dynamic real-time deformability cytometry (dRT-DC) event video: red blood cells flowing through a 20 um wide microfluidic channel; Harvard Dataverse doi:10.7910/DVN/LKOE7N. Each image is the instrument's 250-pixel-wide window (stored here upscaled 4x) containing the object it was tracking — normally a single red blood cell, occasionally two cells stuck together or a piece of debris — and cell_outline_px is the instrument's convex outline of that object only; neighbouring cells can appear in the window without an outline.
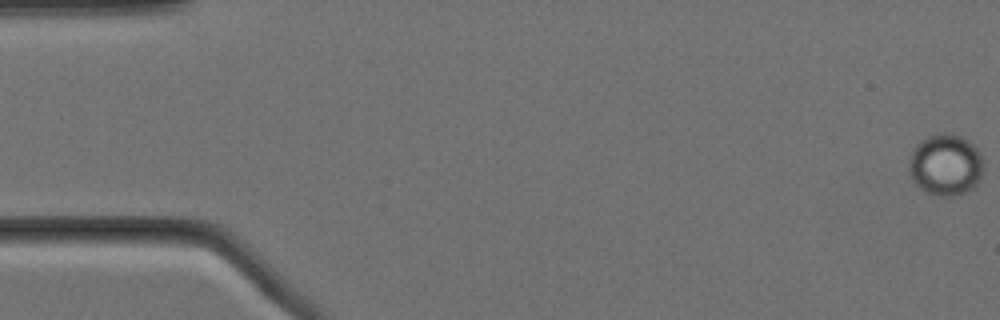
{"species": "Egyptian fruit bat (a non-hibernating species)", "species_latin": "Rousettus aegyptiacus", "temperature_condition": "cold", "stored_images_in_passage": 59, "camera_frame_rate_fps": 3000, "um_per_image_px": 0.085, "animal": {"sex": "female"}, "frame": {"image": 1, "passage_image": 1, "time_ms": 0.0, "image_size_px": [1000, 320], "cell_outline_px": [[984, 172], [980, 180], [968, 192], [952, 196], [932, 196], [920, 188], [912, 180], [908, 172], [908, 160], [912, 148], [920, 140], [928, 136], [940, 132], [952, 132], [968, 140], [980, 152], [984, 160]], "centroid_in_image_um": [80.37, 14.0], "position_along_channel_um": 4.6, "area_um2": 27.63}}
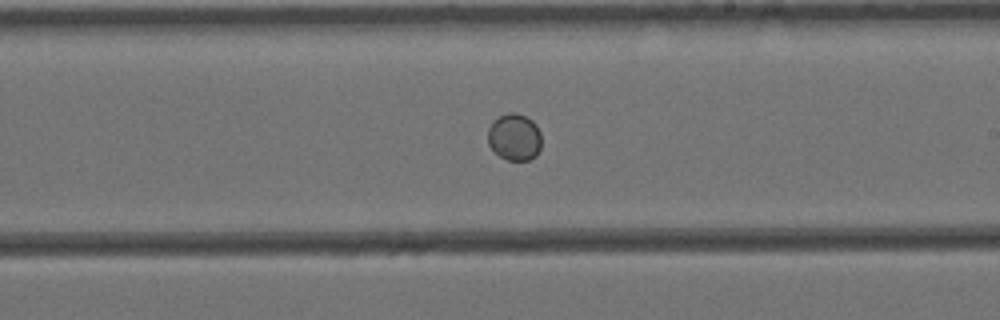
{"frame": {"image": 2, "passage_image": 34, "time_ms": 11.0, "image_size_px": [1000, 320], "cell_outline_px": [[540, 148], [536, 156], [528, 160], [508, 160], [500, 156], [488, 144], [488, 128], [492, 120], [508, 112], [516, 112], [532, 120], [536, 124], [540, 132]], "centroid_in_image_um": [43.72, 11.63], "position_along_channel_um": 245.3, "area_um2": 14.68}}
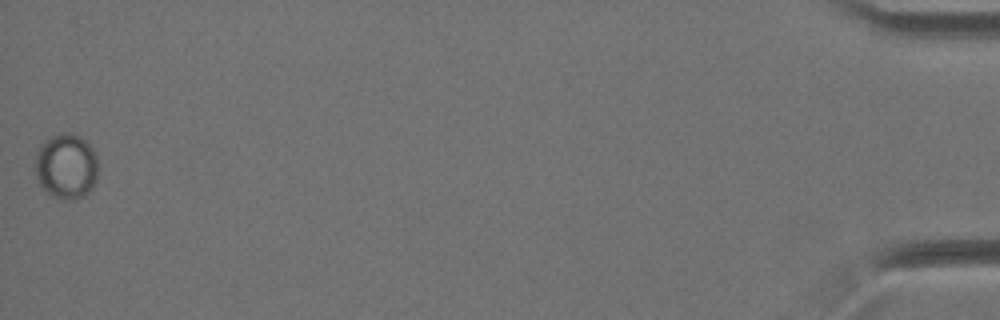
{"frame": {"image": 3, "passage_image": 59, "time_ms": 19.333, "image_size_px": [1000, 320], "cell_outline_px": [[96, 180], [92, 188], [84, 196], [76, 200], [60, 200], [52, 196], [36, 180], [32, 168], [36, 152], [40, 144], [52, 136], [60, 132], [68, 132], [80, 136], [88, 140], [96, 152]], "centroid_in_image_um": [5.59, 14.12], "position_along_channel_um": 429.6, "area_um2": 24.74}}